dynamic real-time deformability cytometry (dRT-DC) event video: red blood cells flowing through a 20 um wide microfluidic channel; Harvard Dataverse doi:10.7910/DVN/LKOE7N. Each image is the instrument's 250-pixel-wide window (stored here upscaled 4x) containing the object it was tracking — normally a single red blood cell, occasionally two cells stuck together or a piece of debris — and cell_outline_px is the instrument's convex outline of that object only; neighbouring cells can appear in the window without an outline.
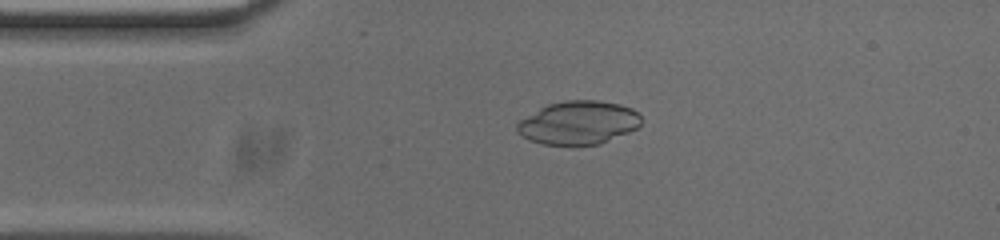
{"species": "common noctule bat (a hibernating species)", "species_latin": "Nyctalus noctula", "temperature_condition": "cold", "stored_images_in_passage": 53, "camera_frame_rate_fps": 3000, "um_per_image_px": 0.085, "animal": {"sex": "male", "body_mass_g": 20.0, "forearm_length_mm": 53.3}, "frame": {"image": 1, "passage_image": 11, "time_ms": 3.333, "image_size_px": [1000, 240], "cell_outline_px": [[640, 124], [636, 128], [628, 132], [600, 144], [572, 148], [544, 144], [528, 140], [516, 128], [516, 124], [520, 120], [540, 108], [548, 104], [564, 100], [596, 100], [620, 104], [632, 108], [640, 116]], "centroid_in_image_um": [49.15, 10.46], "position_along_channel_um": 35.8, "area_um2": 31.79}}
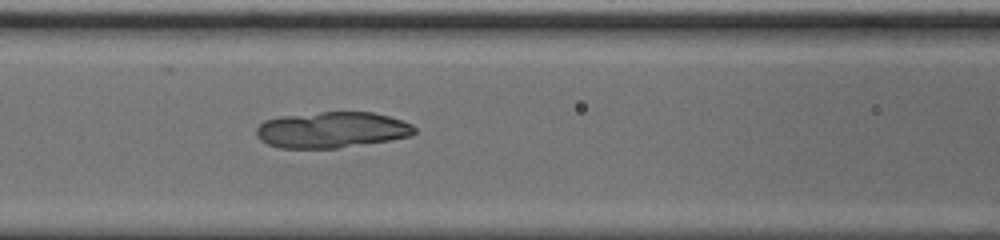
{"frame": {"image": 2, "passage_image": 21, "time_ms": 6.667, "image_size_px": [1000, 240], "cell_outline_px": [[416, 132], [412, 136], [388, 140], [336, 148], [280, 148], [268, 144], [260, 140], [256, 136], [256, 128], [264, 120], [280, 116], [320, 112], [372, 112], [388, 116], [412, 124], [416, 128]], "centroid_in_image_um": [28.18, 11.03], "position_along_channel_um": 138.4, "area_um2": 33.18}}
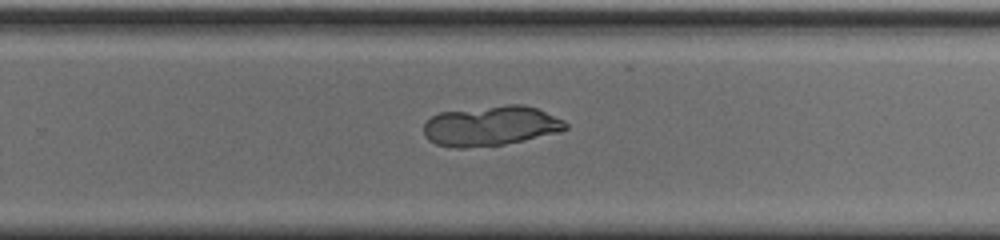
{"frame": {"image": 3, "passage_image": 33, "time_ms": 10.667, "image_size_px": [1000, 240], "cell_outline_px": [[568, 128], [560, 132], [524, 140], [504, 144], [464, 148], [452, 148], [436, 144], [428, 140], [424, 136], [424, 124], [432, 116], [440, 112], [508, 104], [524, 104], [536, 108], [564, 120], [568, 124]], "centroid_in_image_um": [41.72, 10.7], "position_along_channel_um": 288.1, "area_um2": 33.12}}